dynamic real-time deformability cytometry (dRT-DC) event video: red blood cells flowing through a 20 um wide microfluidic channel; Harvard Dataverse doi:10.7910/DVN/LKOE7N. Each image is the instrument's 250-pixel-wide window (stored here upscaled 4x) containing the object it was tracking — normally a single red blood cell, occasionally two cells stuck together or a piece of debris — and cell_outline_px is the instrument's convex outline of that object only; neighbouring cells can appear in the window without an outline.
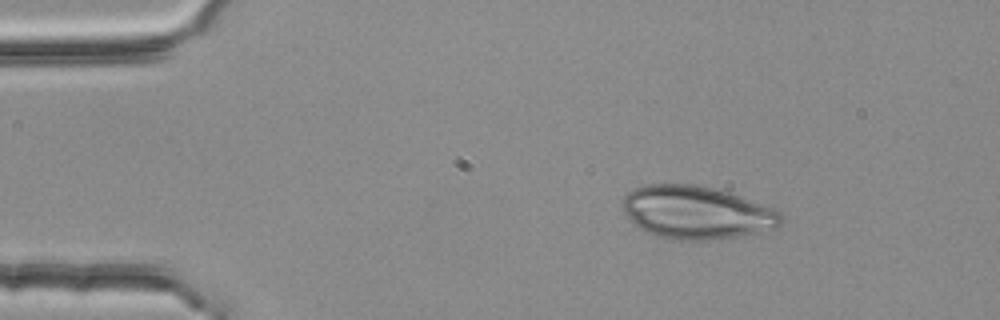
{"species": "common noctule bat (a hibernating species)", "species_latin": "Nyctalus noctula", "temperature_condition": "room temperature", "stored_images_in_passage": 3, "camera_frame_rate_fps": 3000, "um_per_image_px": 0.085, "animal": {"sex": "female", "body_mass_g": 25.1}, "frame": {"image": 1, "passage_image": 1, "time_ms": 0.0, "image_size_px": [1000, 320], "cell_outline_px": [[784, 220], [780, 228], [736, 236], [708, 240], [668, 240], [644, 232], [620, 208], [620, 204], [624, 196], [628, 192], [636, 188], [648, 184], [692, 184], [712, 188], [728, 192], [776, 208], [784, 216]], "centroid_in_image_um": [59.22, 18.07], "position_along_channel_um": 25.8, "area_um2": 49.36}}